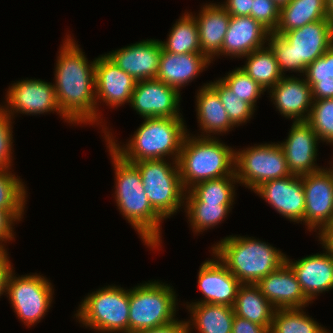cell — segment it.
Listing matches in <instances>:
<instances>
[{
  "label": "cell",
  "instance_id": "6da1fadb",
  "mask_svg": "<svg viewBox=\"0 0 333 333\" xmlns=\"http://www.w3.org/2000/svg\"><path fill=\"white\" fill-rule=\"evenodd\" d=\"M67 35L55 67V93L61 113L76 125L96 123L95 61L89 62Z\"/></svg>",
  "mask_w": 333,
  "mask_h": 333
},
{
  "label": "cell",
  "instance_id": "7a4b0ae2",
  "mask_svg": "<svg viewBox=\"0 0 333 333\" xmlns=\"http://www.w3.org/2000/svg\"><path fill=\"white\" fill-rule=\"evenodd\" d=\"M115 170L116 205L123 217L137 231L147 247L159 249L162 244L161 223L164 220L152 207L144 191L138 168L116 154L108 145Z\"/></svg>",
  "mask_w": 333,
  "mask_h": 333
},
{
  "label": "cell",
  "instance_id": "3957f363",
  "mask_svg": "<svg viewBox=\"0 0 333 333\" xmlns=\"http://www.w3.org/2000/svg\"><path fill=\"white\" fill-rule=\"evenodd\" d=\"M184 121L183 118H144L131 139L121 146L116 143L110 130L102 133L105 134L106 145L129 163L166 157L177 161L184 137L188 133Z\"/></svg>",
  "mask_w": 333,
  "mask_h": 333
},
{
  "label": "cell",
  "instance_id": "277c9868",
  "mask_svg": "<svg viewBox=\"0 0 333 333\" xmlns=\"http://www.w3.org/2000/svg\"><path fill=\"white\" fill-rule=\"evenodd\" d=\"M215 244L213 255L241 284H256L285 262L286 254L255 237L230 235Z\"/></svg>",
  "mask_w": 333,
  "mask_h": 333
},
{
  "label": "cell",
  "instance_id": "5b68a950",
  "mask_svg": "<svg viewBox=\"0 0 333 333\" xmlns=\"http://www.w3.org/2000/svg\"><path fill=\"white\" fill-rule=\"evenodd\" d=\"M216 136L185 135L177 160L185 191L210 179L235 174V151Z\"/></svg>",
  "mask_w": 333,
  "mask_h": 333
},
{
  "label": "cell",
  "instance_id": "8992f818",
  "mask_svg": "<svg viewBox=\"0 0 333 333\" xmlns=\"http://www.w3.org/2000/svg\"><path fill=\"white\" fill-rule=\"evenodd\" d=\"M267 45L274 53L283 76L286 71L302 75L308 65L333 45V26L327 20H320L282 35L269 33Z\"/></svg>",
  "mask_w": 333,
  "mask_h": 333
},
{
  "label": "cell",
  "instance_id": "52a82bcc",
  "mask_svg": "<svg viewBox=\"0 0 333 333\" xmlns=\"http://www.w3.org/2000/svg\"><path fill=\"white\" fill-rule=\"evenodd\" d=\"M160 281H148L129 289V333L166 325L177 318L176 292Z\"/></svg>",
  "mask_w": 333,
  "mask_h": 333
},
{
  "label": "cell",
  "instance_id": "ba28073f",
  "mask_svg": "<svg viewBox=\"0 0 333 333\" xmlns=\"http://www.w3.org/2000/svg\"><path fill=\"white\" fill-rule=\"evenodd\" d=\"M74 314L81 325L101 333H129V289L108 285L88 293Z\"/></svg>",
  "mask_w": 333,
  "mask_h": 333
},
{
  "label": "cell",
  "instance_id": "9c48e42d",
  "mask_svg": "<svg viewBox=\"0 0 333 333\" xmlns=\"http://www.w3.org/2000/svg\"><path fill=\"white\" fill-rule=\"evenodd\" d=\"M133 164L140 171L144 191L153 209L163 219L176 215L185 201L177 161L144 160Z\"/></svg>",
  "mask_w": 333,
  "mask_h": 333
},
{
  "label": "cell",
  "instance_id": "30bf717a",
  "mask_svg": "<svg viewBox=\"0 0 333 333\" xmlns=\"http://www.w3.org/2000/svg\"><path fill=\"white\" fill-rule=\"evenodd\" d=\"M255 145L235 151V174L238 184L254 191L266 181L291 175L278 142Z\"/></svg>",
  "mask_w": 333,
  "mask_h": 333
},
{
  "label": "cell",
  "instance_id": "8fae6325",
  "mask_svg": "<svg viewBox=\"0 0 333 333\" xmlns=\"http://www.w3.org/2000/svg\"><path fill=\"white\" fill-rule=\"evenodd\" d=\"M11 270L6 282L7 298L17 317L27 327L33 326L44 318L52 305L53 285L40 274H26L16 277Z\"/></svg>",
  "mask_w": 333,
  "mask_h": 333
},
{
  "label": "cell",
  "instance_id": "7c38bea8",
  "mask_svg": "<svg viewBox=\"0 0 333 333\" xmlns=\"http://www.w3.org/2000/svg\"><path fill=\"white\" fill-rule=\"evenodd\" d=\"M5 99V105L0 107L12 118L17 113L33 116L57 112L65 122L72 124L60 111L52 82L28 78L19 80L9 86Z\"/></svg>",
  "mask_w": 333,
  "mask_h": 333
},
{
  "label": "cell",
  "instance_id": "4fadbf2b",
  "mask_svg": "<svg viewBox=\"0 0 333 333\" xmlns=\"http://www.w3.org/2000/svg\"><path fill=\"white\" fill-rule=\"evenodd\" d=\"M136 83L137 81L120 69L106 53L96 58V124L102 127L103 132L106 131L108 127L106 128V126L101 125L103 119L100 118L101 115L99 113L101 112H99L98 105L103 102L102 104L105 103L107 106H110L109 108H117L126 103H130Z\"/></svg>",
  "mask_w": 333,
  "mask_h": 333
},
{
  "label": "cell",
  "instance_id": "5bb4252c",
  "mask_svg": "<svg viewBox=\"0 0 333 333\" xmlns=\"http://www.w3.org/2000/svg\"><path fill=\"white\" fill-rule=\"evenodd\" d=\"M331 166L301 176L305 193L304 225L310 232L320 231L333 221V164Z\"/></svg>",
  "mask_w": 333,
  "mask_h": 333
},
{
  "label": "cell",
  "instance_id": "9a60e30c",
  "mask_svg": "<svg viewBox=\"0 0 333 333\" xmlns=\"http://www.w3.org/2000/svg\"><path fill=\"white\" fill-rule=\"evenodd\" d=\"M180 100L181 94L176 88L157 79H149L137 81L129 105L143 119L182 118Z\"/></svg>",
  "mask_w": 333,
  "mask_h": 333
},
{
  "label": "cell",
  "instance_id": "2e32d148",
  "mask_svg": "<svg viewBox=\"0 0 333 333\" xmlns=\"http://www.w3.org/2000/svg\"><path fill=\"white\" fill-rule=\"evenodd\" d=\"M319 143L317 134L307 121H293L287 139L278 143L291 175L301 177L322 169L316 162Z\"/></svg>",
  "mask_w": 333,
  "mask_h": 333
},
{
  "label": "cell",
  "instance_id": "e0dca14e",
  "mask_svg": "<svg viewBox=\"0 0 333 333\" xmlns=\"http://www.w3.org/2000/svg\"><path fill=\"white\" fill-rule=\"evenodd\" d=\"M254 193L265 200L281 216L304 224L305 193L300 176L269 180L258 186Z\"/></svg>",
  "mask_w": 333,
  "mask_h": 333
},
{
  "label": "cell",
  "instance_id": "ac0fdd59",
  "mask_svg": "<svg viewBox=\"0 0 333 333\" xmlns=\"http://www.w3.org/2000/svg\"><path fill=\"white\" fill-rule=\"evenodd\" d=\"M162 44L157 39H146L106 53L124 72L136 81L156 79Z\"/></svg>",
  "mask_w": 333,
  "mask_h": 333
},
{
  "label": "cell",
  "instance_id": "d6986e66",
  "mask_svg": "<svg viewBox=\"0 0 333 333\" xmlns=\"http://www.w3.org/2000/svg\"><path fill=\"white\" fill-rule=\"evenodd\" d=\"M213 256L214 259L208 258L201 264L198 272V288L204 299L190 304H224L233 307L241 283Z\"/></svg>",
  "mask_w": 333,
  "mask_h": 333
},
{
  "label": "cell",
  "instance_id": "ffe728a7",
  "mask_svg": "<svg viewBox=\"0 0 333 333\" xmlns=\"http://www.w3.org/2000/svg\"><path fill=\"white\" fill-rule=\"evenodd\" d=\"M302 76H283L268 91L277 111L293 121H307L313 104L311 86Z\"/></svg>",
  "mask_w": 333,
  "mask_h": 333
},
{
  "label": "cell",
  "instance_id": "44dd1931",
  "mask_svg": "<svg viewBox=\"0 0 333 333\" xmlns=\"http://www.w3.org/2000/svg\"><path fill=\"white\" fill-rule=\"evenodd\" d=\"M323 251L307 255L296 262L285 257V262L295 273L301 290L311 303L320 293L333 289V258Z\"/></svg>",
  "mask_w": 333,
  "mask_h": 333
},
{
  "label": "cell",
  "instance_id": "7402d4cb",
  "mask_svg": "<svg viewBox=\"0 0 333 333\" xmlns=\"http://www.w3.org/2000/svg\"><path fill=\"white\" fill-rule=\"evenodd\" d=\"M256 285L276 309L305 308L311 304L301 290L295 273L286 262L260 279Z\"/></svg>",
  "mask_w": 333,
  "mask_h": 333
},
{
  "label": "cell",
  "instance_id": "603a6c76",
  "mask_svg": "<svg viewBox=\"0 0 333 333\" xmlns=\"http://www.w3.org/2000/svg\"><path fill=\"white\" fill-rule=\"evenodd\" d=\"M269 31L251 16H231L221 52L216 56L242 58L266 46Z\"/></svg>",
  "mask_w": 333,
  "mask_h": 333
},
{
  "label": "cell",
  "instance_id": "cb8c5ba5",
  "mask_svg": "<svg viewBox=\"0 0 333 333\" xmlns=\"http://www.w3.org/2000/svg\"><path fill=\"white\" fill-rule=\"evenodd\" d=\"M211 62L203 53L180 55L162 49L156 79L179 91L199 76Z\"/></svg>",
  "mask_w": 333,
  "mask_h": 333
},
{
  "label": "cell",
  "instance_id": "d4e9b609",
  "mask_svg": "<svg viewBox=\"0 0 333 333\" xmlns=\"http://www.w3.org/2000/svg\"><path fill=\"white\" fill-rule=\"evenodd\" d=\"M201 7L197 16L190 13L197 21L202 53L213 61L221 52L231 16L221 4L206 3Z\"/></svg>",
  "mask_w": 333,
  "mask_h": 333
},
{
  "label": "cell",
  "instance_id": "484cf974",
  "mask_svg": "<svg viewBox=\"0 0 333 333\" xmlns=\"http://www.w3.org/2000/svg\"><path fill=\"white\" fill-rule=\"evenodd\" d=\"M196 95V114L202 132L200 137H212L233 130L235 126L229 120L225 107L222 105L216 91L208 84H204ZM212 133V134H210Z\"/></svg>",
  "mask_w": 333,
  "mask_h": 333
},
{
  "label": "cell",
  "instance_id": "4316f807",
  "mask_svg": "<svg viewBox=\"0 0 333 333\" xmlns=\"http://www.w3.org/2000/svg\"><path fill=\"white\" fill-rule=\"evenodd\" d=\"M190 312L187 322L188 333L197 329V333H232L235 317L233 307L224 304H188ZM193 327V328H192Z\"/></svg>",
  "mask_w": 333,
  "mask_h": 333
},
{
  "label": "cell",
  "instance_id": "83f0119b",
  "mask_svg": "<svg viewBox=\"0 0 333 333\" xmlns=\"http://www.w3.org/2000/svg\"><path fill=\"white\" fill-rule=\"evenodd\" d=\"M233 310L236 316L270 330L276 308L263 296L256 284H241Z\"/></svg>",
  "mask_w": 333,
  "mask_h": 333
},
{
  "label": "cell",
  "instance_id": "f1b7e54d",
  "mask_svg": "<svg viewBox=\"0 0 333 333\" xmlns=\"http://www.w3.org/2000/svg\"><path fill=\"white\" fill-rule=\"evenodd\" d=\"M326 13V0H291L280 7L279 23L274 33L282 35L312 22L327 20Z\"/></svg>",
  "mask_w": 333,
  "mask_h": 333
},
{
  "label": "cell",
  "instance_id": "f546056e",
  "mask_svg": "<svg viewBox=\"0 0 333 333\" xmlns=\"http://www.w3.org/2000/svg\"><path fill=\"white\" fill-rule=\"evenodd\" d=\"M246 58L245 65L240 67L253 80H255L264 91L271 89L283 77L275 55L269 46L256 49L249 53Z\"/></svg>",
  "mask_w": 333,
  "mask_h": 333
},
{
  "label": "cell",
  "instance_id": "4dcf8cb0",
  "mask_svg": "<svg viewBox=\"0 0 333 333\" xmlns=\"http://www.w3.org/2000/svg\"><path fill=\"white\" fill-rule=\"evenodd\" d=\"M164 51L174 54L202 53L199 41L197 21L185 12L179 17L169 32L166 41H161Z\"/></svg>",
  "mask_w": 333,
  "mask_h": 333
},
{
  "label": "cell",
  "instance_id": "1f68e13d",
  "mask_svg": "<svg viewBox=\"0 0 333 333\" xmlns=\"http://www.w3.org/2000/svg\"><path fill=\"white\" fill-rule=\"evenodd\" d=\"M237 183L236 174L200 182L185 191L184 202L234 204Z\"/></svg>",
  "mask_w": 333,
  "mask_h": 333
},
{
  "label": "cell",
  "instance_id": "d6a6232c",
  "mask_svg": "<svg viewBox=\"0 0 333 333\" xmlns=\"http://www.w3.org/2000/svg\"><path fill=\"white\" fill-rule=\"evenodd\" d=\"M26 189L20 177L0 168V209L8 211L18 222L22 221L27 204Z\"/></svg>",
  "mask_w": 333,
  "mask_h": 333
},
{
  "label": "cell",
  "instance_id": "836d02e7",
  "mask_svg": "<svg viewBox=\"0 0 333 333\" xmlns=\"http://www.w3.org/2000/svg\"><path fill=\"white\" fill-rule=\"evenodd\" d=\"M186 217L195 235L224 221L233 204L184 202ZM232 206V207H231Z\"/></svg>",
  "mask_w": 333,
  "mask_h": 333
},
{
  "label": "cell",
  "instance_id": "e575fe53",
  "mask_svg": "<svg viewBox=\"0 0 333 333\" xmlns=\"http://www.w3.org/2000/svg\"><path fill=\"white\" fill-rule=\"evenodd\" d=\"M304 308L276 309L269 333H318L323 327Z\"/></svg>",
  "mask_w": 333,
  "mask_h": 333
},
{
  "label": "cell",
  "instance_id": "d590c367",
  "mask_svg": "<svg viewBox=\"0 0 333 333\" xmlns=\"http://www.w3.org/2000/svg\"><path fill=\"white\" fill-rule=\"evenodd\" d=\"M208 84L216 91L229 120L235 127L247 123L252 118L256 109L248 102L242 101V98L234 94L220 78Z\"/></svg>",
  "mask_w": 333,
  "mask_h": 333
},
{
  "label": "cell",
  "instance_id": "8d00e7d4",
  "mask_svg": "<svg viewBox=\"0 0 333 333\" xmlns=\"http://www.w3.org/2000/svg\"><path fill=\"white\" fill-rule=\"evenodd\" d=\"M307 122L320 141L333 145V98L313 100Z\"/></svg>",
  "mask_w": 333,
  "mask_h": 333
},
{
  "label": "cell",
  "instance_id": "74e56055",
  "mask_svg": "<svg viewBox=\"0 0 333 333\" xmlns=\"http://www.w3.org/2000/svg\"><path fill=\"white\" fill-rule=\"evenodd\" d=\"M220 79L234 94L242 98V101L248 102L254 108L258 98L265 92L263 88L240 67L228 72L225 77Z\"/></svg>",
  "mask_w": 333,
  "mask_h": 333
},
{
  "label": "cell",
  "instance_id": "f35d334b",
  "mask_svg": "<svg viewBox=\"0 0 333 333\" xmlns=\"http://www.w3.org/2000/svg\"><path fill=\"white\" fill-rule=\"evenodd\" d=\"M13 118L10 117L1 107H0V168L5 170L12 169L13 164L12 150L13 149Z\"/></svg>",
  "mask_w": 333,
  "mask_h": 333
},
{
  "label": "cell",
  "instance_id": "ab89813d",
  "mask_svg": "<svg viewBox=\"0 0 333 333\" xmlns=\"http://www.w3.org/2000/svg\"><path fill=\"white\" fill-rule=\"evenodd\" d=\"M280 16V7L273 0H253L251 17L270 33L275 32Z\"/></svg>",
  "mask_w": 333,
  "mask_h": 333
},
{
  "label": "cell",
  "instance_id": "60d3db41",
  "mask_svg": "<svg viewBox=\"0 0 333 333\" xmlns=\"http://www.w3.org/2000/svg\"><path fill=\"white\" fill-rule=\"evenodd\" d=\"M303 76L311 87L316 82L333 79V45L322 57L307 66Z\"/></svg>",
  "mask_w": 333,
  "mask_h": 333
},
{
  "label": "cell",
  "instance_id": "b9f144b4",
  "mask_svg": "<svg viewBox=\"0 0 333 333\" xmlns=\"http://www.w3.org/2000/svg\"><path fill=\"white\" fill-rule=\"evenodd\" d=\"M15 222L18 223L8 211L0 209V248H5V243L15 239L13 230Z\"/></svg>",
  "mask_w": 333,
  "mask_h": 333
},
{
  "label": "cell",
  "instance_id": "7bdbcfd3",
  "mask_svg": "<svg viewBox=\"0 0 333 333\" xmlns=\"http://www.w3.org/2000/svg\"><path fill=\"white\" fill-rule=\"evenodd\" d=\"M221 3L230 16H251L253 0H225Z\"/></svg>",
  "mask_w": 333,
  "mask_h": 333
},
{
  "label": "cell",
  "instance_id": "ee69618b",
  "mask_svg": "<svg viewBox=\"0 0 333 333\" xmlns=\"http://www.w3.org/2000/svg\"><path fill=\"white\" fill-rule=\"evenodd\" d=\"M232 333H269V329L235 315L232 323Z\"/></svg>",
  "mask_w": 333,
  "mask_h": 333
},
{
  "label": "cell",
  "instance_id": "f6af8a7d",
  "mask_svg": "<svg viewBox=\"0 0 333 333\" xmlns=\"http://www.w3.org/2000/svg\"><path fill=\"white\" fill-rule=\"evenodd\" d=\"M135 333H188V328L186 320H178L177 318L175 321L166 325L137 331Z\"/></svg>",
  "mask_w": 333,
  "mask_h": 333
},
{
  "label": "cell",
  "instance_id": "bcb514c9",
  "mask_svg": "<svg viewBox=\"0 0 333 333\" xmlns=\"http://www.w3.org/2000/svg\"><path fill=\"white\" fill-rule=\"evenodd\" d=\"M6 248H0V297L6 293V282L12 267Z\"/></svg>",
  "mask_w": 333,
  "mask_h": 333
},
{
  "label": "cell",
  "instance_id": "7dc6e473",
  "mask_svg": "<svg viewBox=\"0 0 333 333\" xmlns=\"http://www.w3.org/2000/svg\"><path fill=\"white\" fill-rule=\"evenodd\" d=\"M313 100L333 98V79L316 82L312 87Z\"/></svg>",
  "mask_w": 333,
  "mask_h": 333
},
{
  "label": "cell",
  "instance_id": "c3c4849f",
  "mask_svg": "<svg viewBox=\"0 0 333 333\" xmlns=\"http://www.w3.org/2000/svg\"><path fill=\"white\" fill-rule=\"evenodd\" d=\"M318 241L325 251L333 258V221L318 231Z\"/></svg>",
  "mask_w": 333,
  "mask_h": 333
},
{
  "label": "cell",
  "instance_id": "681fc988",
  "mask_svg": "<svg viewBox=\"0 0 333 333\" xmlns=\"http://www.w3.org/2000/svg\"><path fill=\"white\" fill-rule=\"evenodd\" d=\"M326 19L333 26V0H326Z\"/></svg>",
  "mask_w": 333,
  "mask_h": 333
},
{
  "label": "cell",
  "instance_id": "f907efd6",
  "mask_svg": "<svg viewBox=\"0 0 333 333\" xmlns=\"http://www.w3.org/2000/svg\"><path fill=\"white\" fill-rule=\"evenodd\" d=\"M279 7L288 4L291 0H273Z\"/></svg>",
  "mask_w": 333,
  "mask_h": 333
},
{
  "label": "cell",
  "instance_id": "816d5d0a",
  "mask_svg": "<svg viewBox=\"0 0 333 333\" xmlns=\"http://www.w3.org/2000/svg\"><path fill=\"white\" fill-rule=\"evenodd\" d=\"M318 333H330V331L328 332V330L323 327Z\"/></svg>",
  "mask_w": 333,
  "mask_h": 333
}]
</instances>
